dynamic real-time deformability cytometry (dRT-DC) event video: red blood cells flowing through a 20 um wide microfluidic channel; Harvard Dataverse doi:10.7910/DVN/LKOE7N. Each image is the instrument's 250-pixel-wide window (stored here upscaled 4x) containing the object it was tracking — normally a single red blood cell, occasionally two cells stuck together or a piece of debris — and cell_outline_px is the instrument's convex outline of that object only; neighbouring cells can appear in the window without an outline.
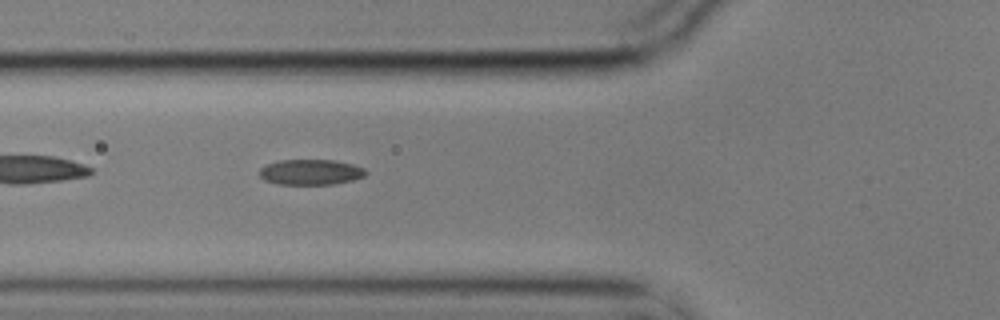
{"species": "common noctule bat (a hibernating species)", "species_latin": "Nyctalus noctula", "temperature_condition": "cold", "stored_images_in_passage": 7, "segment_of_instrument_passage": [1, 2], "camera_frame_rate_fps": 3000, "um_per_image_px": 0.085, "animal": {"sex": "male", "body_mass_g": 17.9}, "frame": {"image": 1, "passage_image": 6, "time_ms": 1.667, "image_size_px": [1000, 320], "cell_outline_px": [[368, 172], [364, 176], [352, 180], [332, 184], [276, 184], [264, 180], [260, 176], [260, 168], [268, 164], [280, 160], [332, 160], [352, 164], [364, 168]], "centroid_in_image_um": [26.4, 14.63], "position_along_channel_um": 99.4, "area_um2": 15.66}}